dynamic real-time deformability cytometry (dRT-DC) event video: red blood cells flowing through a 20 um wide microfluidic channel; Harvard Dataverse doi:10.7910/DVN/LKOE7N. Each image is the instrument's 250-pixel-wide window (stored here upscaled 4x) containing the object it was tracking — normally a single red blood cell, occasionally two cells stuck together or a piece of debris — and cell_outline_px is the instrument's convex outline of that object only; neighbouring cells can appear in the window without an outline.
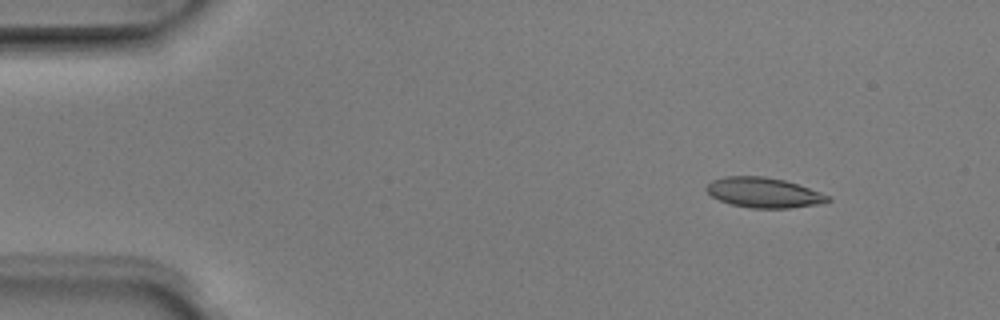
{"species": "Egyptian fruit bat (a non-hibernating species)", "species_latin": "Rousettus aegyptiacus", "temperature_condition": "room temperature", "stored_images_in_passage": 3, "camera_frame_rate_fps": 3000, "um_per_image_px": 0.085, "animal": {"sex": "male"}, "frame": {"image": 1, "passage_image": 1, "time_ms": 0.0, "image_size_px": [1000, 320], "cell_outline_px": [[832, 200], [824, 204], [788, 208], [752, 208], [732, 204], [720, 200], [712, 196], [704, 188], [712, 180], [724, 176], [764, 176], [784, 180], [832, 196]], "centroid_in_image_um": [64.96, 16.37], "position_along_channel_um": 20.0, "area_um2": 21.33}}
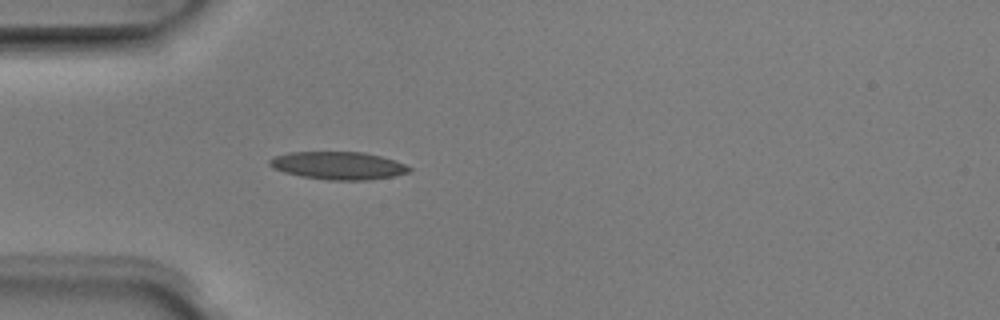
{"frame": {"image": 2, "passage_image": 3, "time_ms": 0.667, "image_size_px": [1000, 320], "cell_outline_px": [[412, 168], [408, 172], [392, 176], [368, 180], [328, 180], [300, 176], [284, 172], [272, 168], [268, 164], [268, 160], [276, 156], [288, 152], [364, 152], [396, 160]], "centroid_in_image_um": [28.72, 14.07], "position_along_channel_um": 56.3, "area_um2": 22.6}}